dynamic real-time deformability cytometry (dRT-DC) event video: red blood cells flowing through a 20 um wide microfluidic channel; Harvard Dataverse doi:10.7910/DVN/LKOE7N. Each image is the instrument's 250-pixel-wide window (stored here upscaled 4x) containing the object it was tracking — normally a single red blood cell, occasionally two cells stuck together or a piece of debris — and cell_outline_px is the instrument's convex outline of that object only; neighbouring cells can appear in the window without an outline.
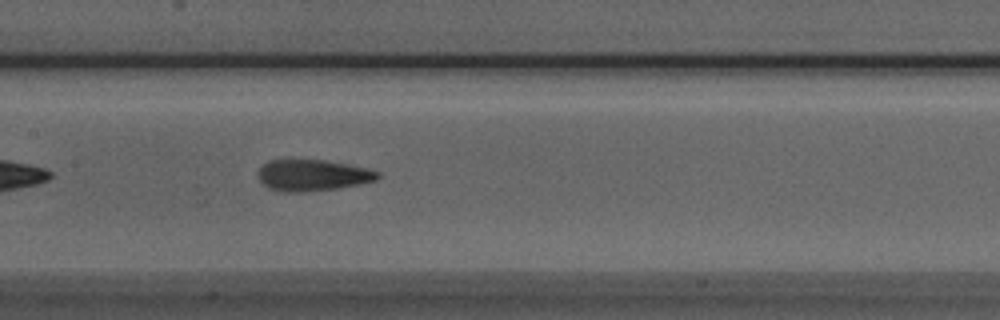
{"species": "Egyptian fruit bat (a non-hibernating species)", "species_latin": "Rousettus aegyptiacus", "temperature_condition": "room temperature", "stored_images_in_passage": 31, "camera_frame_rate_fps": 3000, "um_per_image_px": 0.085, "animal": {"sex": "male"}, "frame": {"image": 1, "passage_image": 9, "time_ms": 2.667, "image_size_px": [1000, 320], "cell_outline_px": [[380, 176], [376, 180], [360, 184], [336, 188], [304, 192], [280, 192], [268, 188], [260, 180], [256, 172], [268, 160], [320, 160], [344, 164], [364, 168], [380, 172]], "centroid_in_image_um": [26.52, 14.91], "position_along_channel_um": 180.9, "area_um2": 21.62}}
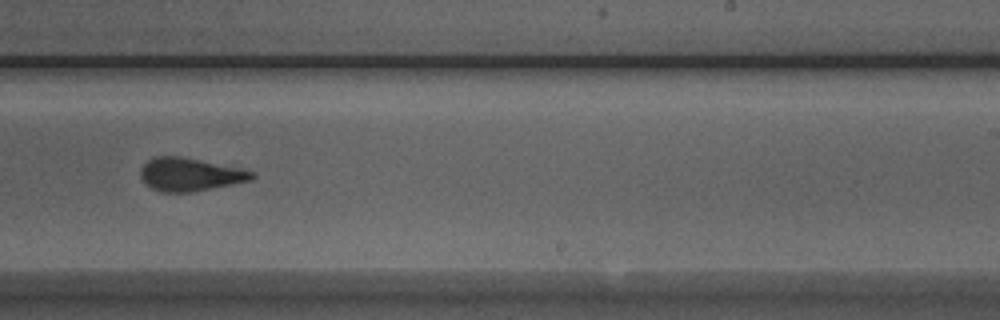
{"frame": {"image": 2, "passage_image": 16, "time_ms": 5.0, "image_size_px": [1000, 320], "cell_outline_px": [[256, 176], [252, 180], [192, 192], [160, 192], [144, 184], [140, 176], [140, 168], [148, 160], [156, 156], [180, 156], [240, 168], [256, 172]], "centroid_in_image_um": [16.13, 14.83], "position_along_channel_um": 272.9, "area_um2": 21.56}}
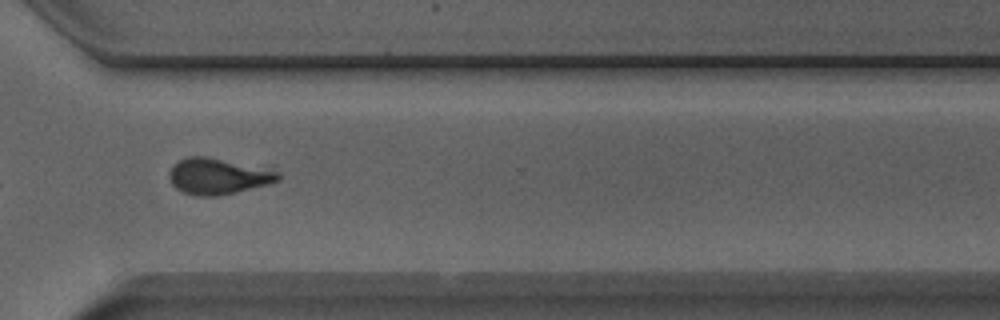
{"frame": {"image": 3, "passage_image": 22, "time_ms": 7.0, "image_size_px": [1000, 320], "cell_outline_px": [[280, 180], [236, 192], [220, 196], [196, 196], [184, 192], [176, 188], [172, 184], [168, 176], [168, 172], [180, 160], [188, 156], [204, 156], [272, 164], [280, 176]], "centroid_in_image_um": [18.66, 14.92], "position_along_channel_um": 351.9, "area_um2": 23.93}}